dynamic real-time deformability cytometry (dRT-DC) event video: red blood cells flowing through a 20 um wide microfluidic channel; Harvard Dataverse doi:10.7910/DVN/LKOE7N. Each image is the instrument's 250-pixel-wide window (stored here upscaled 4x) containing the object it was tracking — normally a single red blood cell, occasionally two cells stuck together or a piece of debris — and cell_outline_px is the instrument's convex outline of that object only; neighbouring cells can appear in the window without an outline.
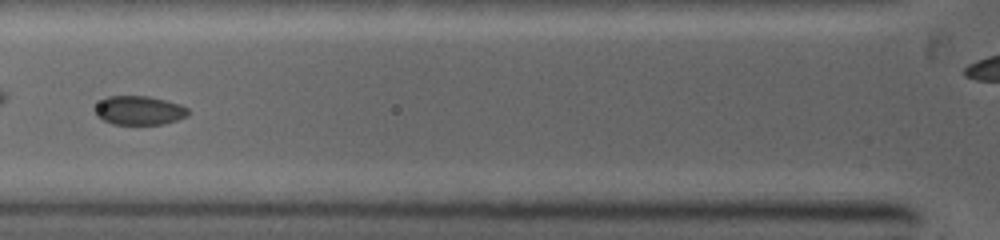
{"species": "common noctule bat (a hibernating species)", "species_latin": "Nyctalus noctula", "temperature_condition": "warm", "stored_images_in_passage": 5, "segment_of_instrument_passage": [1, 2], "camera_frame_rate_fps": 5000, "um_per_image_px": 0.085, "animal": {"sex": "female", "body_mass_g": 19.0, "forearm_length_mm": 53.3}, "frame": {"image": 1, "passage_image": 4, "time_ms": 3.2, "image_size_px": [1000, 240], "cell_outline_px": [[188, 116], [164, 124], [112, 124], [96, 116], [96, 108], [100, 100], [108, 96], [148, 96], [180, 104], [188, 108]], "centroid_in_image_um": [11.84, 9.38], "position_along_channel_um": 114.0, "area_um2": 15.61}}